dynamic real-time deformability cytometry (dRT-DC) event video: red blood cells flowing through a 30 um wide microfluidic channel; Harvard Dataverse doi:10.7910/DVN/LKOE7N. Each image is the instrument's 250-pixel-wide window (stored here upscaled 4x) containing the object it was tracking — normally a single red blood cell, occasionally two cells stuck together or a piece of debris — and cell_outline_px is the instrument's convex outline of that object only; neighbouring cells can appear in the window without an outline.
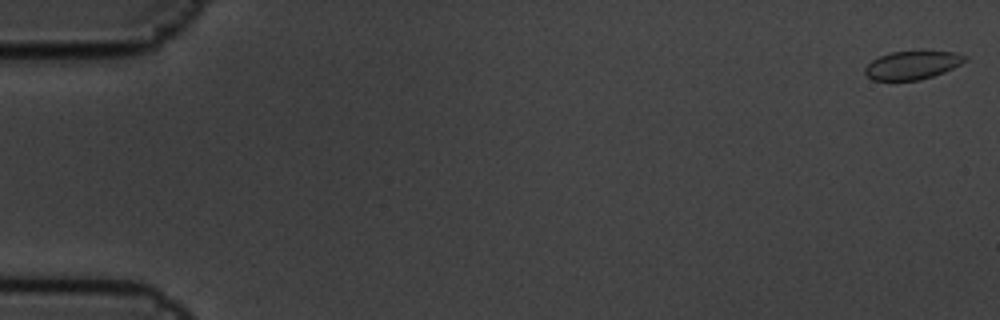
{"species": "common noctule bat (a hibernating species)", "species_latin": "Nyctalus noctula", "temperature_condition": "cold", "stored_images_in_passage": 4, "camera_frame_rate_fps": 3000, "um_per_image_px": 0.085, "animal": {"sex": "male", "body_mass_g": 19.5, "forearm_length_mm": 54.6}, "frame": {"image": 1, "passage_image": 1, "time_ms": 0.0, "image_size_px": [1000, 320], "cell_outline_px": [[968, 60], [944, 72], [920, 80], [872, 80], [864, 72], [864, 68], [872, 60], [880, 56], [892, 52], [956, 52], [968, 56]], "centroid_in_image_um": [77.55, 5.54], "position_along_channel_um": 7.4, "area_um2": 16.3}}